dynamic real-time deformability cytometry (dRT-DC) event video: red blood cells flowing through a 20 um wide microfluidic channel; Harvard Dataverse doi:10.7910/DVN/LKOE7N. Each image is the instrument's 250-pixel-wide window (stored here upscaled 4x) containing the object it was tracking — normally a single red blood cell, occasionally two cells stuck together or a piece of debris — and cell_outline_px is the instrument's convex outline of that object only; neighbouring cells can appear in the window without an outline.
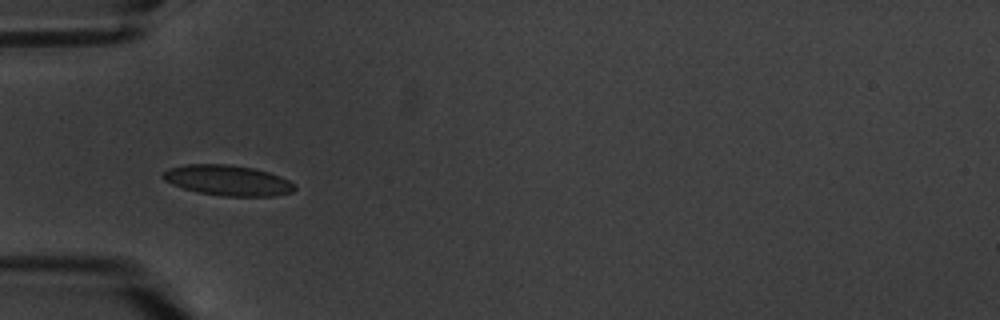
{"species": "common noctule bat (a hibernating species)", "species_latin": "Nyctalus noctula", "temperature_condition": "warm", "stored_images_in_passage": 11, "camera_frame_rate_fps": 3000, "um_per_image_px": 0.085, "animal": {"sex": "male", "body_mass_g": 20.1, "forearm_length_mm": 53.5}, "frame": {"image": 1, "passage_image": 4, "time_ms": 4.333, "image_size_px": [1000, 320], "cell_outline_px": [[296, 188], [292, 192], [276, 196], [224, 196], [196, 192], [172, 184], [164, 180], [160, 176], [164, 172], [172, 168], [184, 164], [228, 164], [252, 168], [268, 172], [280, 176], [296, 184]], "centroid_in_image_um": [19.38, 15.33], "position_along_channel_um": 65.6, "area_um2": 23.35}}
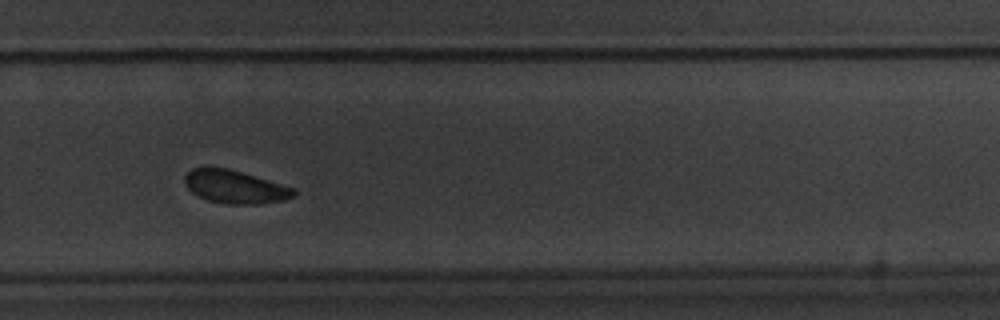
{"frame": {"image": 2, "passage_image": 10, "time_ms": 11.667, "image_size_px": [1000, 320], "cell_outline_px": [[296, 192], [292, 196], [284, 200], [256, 204], [228, 204], [208, 200], [192, 192], [184, 184], [184, 176], [192, 168], [204, 164], [228, 168], [296, 188]], "centroid_in_image_um": [19.92, 15.84], "position_along_channel_um": 309.9, "area_um2": 21.33}}
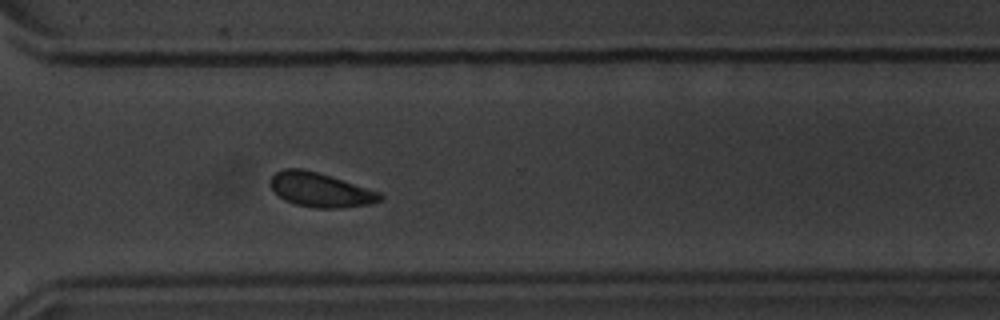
{"frame": {"image": 3, "passage_image": 11, "time_ms": 12.667, "image_size_px": [1000, 320], "cell_outline_px": [[384, 196], [380, 200], [372, 204], [336, 208], [316, 208], [296, 204], [284, 200], [272, 188], [268, 180], [276, 172], [284, 168], [300, 168], [316, 172], [380, 192]], "centroid_in_image_um": [27.21, 16.14], "position_along_channel_um": 343.4, "area_um2": 21.62}}